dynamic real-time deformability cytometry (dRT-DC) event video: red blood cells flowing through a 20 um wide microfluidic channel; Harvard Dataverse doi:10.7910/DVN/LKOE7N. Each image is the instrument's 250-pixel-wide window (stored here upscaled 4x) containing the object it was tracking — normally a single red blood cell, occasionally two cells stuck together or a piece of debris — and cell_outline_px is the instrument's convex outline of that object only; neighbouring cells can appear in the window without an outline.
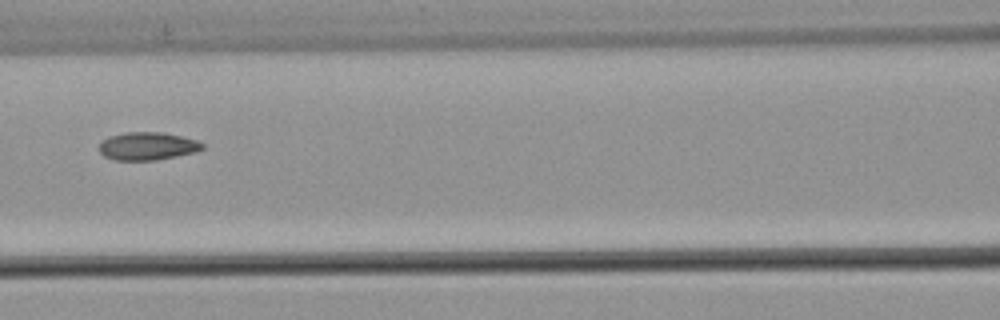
{"species": "common noctule bat (a hibernating species)", "species_latin": "Nyctalus noctula", "temperature_condition": "warm", "stored_images_in_passage": 7, "camera_frame_rate_fps": 3000, "um_per_image_px": 0.085, "animal": {"sex": "male", "body_mass_g": 21.5, "forearm_length_mm": 52.0}, "frame": {"image": 1, "passage_image": 7, "time_ms": 2.0, "image_size_px": [1000, 320], "cell_outline_px": [[204, 148], [196, 152], [156, 160], [116, 160], [104, 156], [100, 152], [100, 144], [108, 136], [124, 132], [164, 132], [196, 140], [204, 144]], "centroid_in_image_um": [12.54, 12.41], "position_along_channel_um": 154.1, "area_um2": 16.76}}